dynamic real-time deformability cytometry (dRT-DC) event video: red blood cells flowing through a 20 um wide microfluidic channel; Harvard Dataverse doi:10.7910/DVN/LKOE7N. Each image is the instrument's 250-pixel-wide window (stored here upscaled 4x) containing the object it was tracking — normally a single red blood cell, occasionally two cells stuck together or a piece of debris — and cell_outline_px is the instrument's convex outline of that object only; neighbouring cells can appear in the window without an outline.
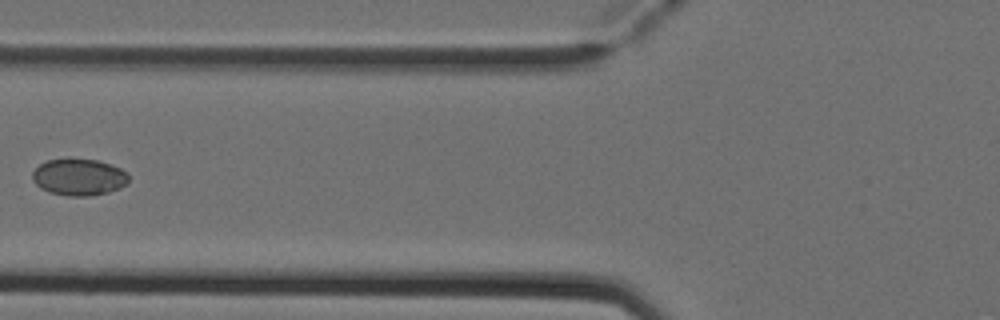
{"species": "Egyptian fruit bat (a non-hibernating species)", "species_latin": "Rousettus aegyptiacus", "temperature_condition": "cold", "stored_images_in_passage": 6, "camera_frame_rate_fps": 3000, "um_per_image_px": 0.085, "animal": {"sex": "female"}, "frame": {"image": 1, "passage_image": 5, "time_ms": 1.333, "image_size_px": [1000, 320], "cell_outline_px": [[128, 184], [120, 188], [108, 192], [92, 196], [68, 196], [48, 192], [40, 188], [32, 180], [32, 172], [40, 164], [48, 160], [68, 156], [96, 160], [120, 168], [128, 176]], "centroid_in_image_um": [6.67, 15.03], "position_along_channel_um": 119.1, "area_um2": 21.04}}
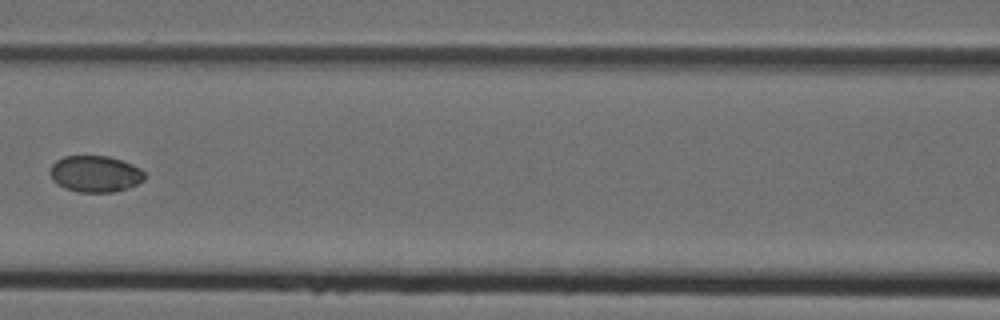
{"frame": {"image": 2, "passage_image": 6, "time_ms": 1.667, "image_size_px": [1000, 320], "cell_outline_px": [[144, 180], [128, 188], [112, 192], [80, 192], [64, 188], [56, 184], [52, 180], [48, 172], [52, 164], [56, 160], [64, 156], [108, 156], [132, 164], [140, 168], [144, 172]], "centroid_in_image_um": [8.05, 14.78], "position_along_channel_um": 158.5, "area_um2": 20.17}}